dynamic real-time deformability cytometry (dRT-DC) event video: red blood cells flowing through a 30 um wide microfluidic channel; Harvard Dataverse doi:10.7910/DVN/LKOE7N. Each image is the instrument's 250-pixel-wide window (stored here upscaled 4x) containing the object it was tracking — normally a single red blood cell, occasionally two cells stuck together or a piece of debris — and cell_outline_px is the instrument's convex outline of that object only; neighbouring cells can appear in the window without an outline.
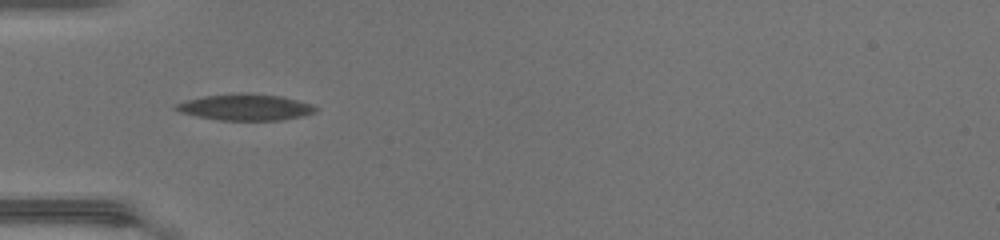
{"species": "common noctule bat (a hibernating species)", "species_latin": "Nyctalus noctula", "temperature_condition": "warm", "stored_images_in_passage": 33, "camera_frame_rate_fps": 3000, "um_per_image_px": 0.085, "animal": {"sex": "female", "body_mass_g": 17.0, "forearm_length_mm": 48.0}, "frame": {"image": 1, "passage_image": 1, "time_ms": 0.0, "image_size_px": [1000, 240], "cell_outline_px": [[320, 108], [316, 112], [304, 116], [280, 120], [220, 120], [196, 116], [180, 112], [172, 108], [176, 104], [184, 100], [204, 96], [240, 92], [244, 92], [280, 96], [312, 104]], "centroid_in_image_um": [20.86, 9.11], "position_along_channel_um": 64.1, "area_um2": 21.62}}
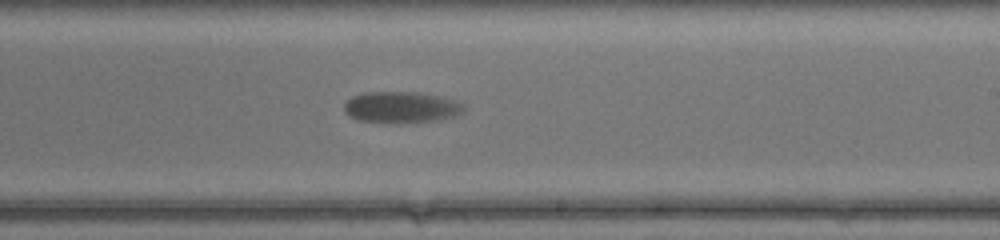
{"frame": {"image": 2, "passage_image": 15, "time_ms": 4.667, "image_size_px": [1000, 240], "cell_outline_px": [[464, 112], [456, 116], [440, 120], [404, 124], [400, 124], [360, 120], [348, 116], [344, 112], [344, 104], [352, 96], [364, 92], [416, 92], [440, 96], [456, 100], [464, 108]], "centroid_in_image_um": [34.11, 9.13], "position_along_channel_um": 254.9, "area_um2": 22.2}}
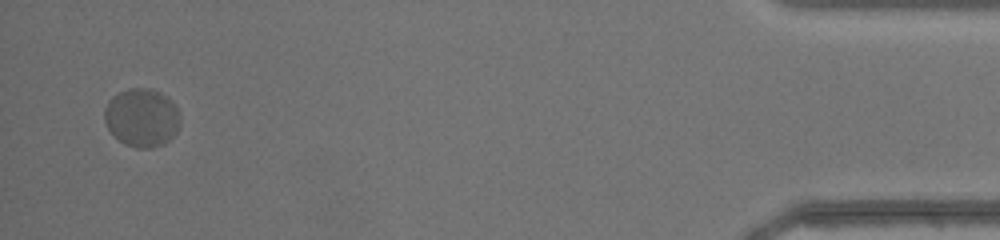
{"frame": {"image": 3, "passage_image": 33, "time_ms": 10.667, "image_size_px": [1000, 240], "cell_outline_px": [[180, 124], [176, 132], [164, 144], [152, 148], [136, 148], [124, 144], [108, 128], [104, 120], [104, 108], [108, 100], [112, 96], [128, 88], [148, 88], [160, 92], [176, 108], [180, 116]], "centroid_in_image_um": [12.03, 10.0], "position_along_channel_um": 423.2, "area_um2": 25.61}, "authors_computed_cell_mechanics": {"area_um2": 22.5998, "velocity_mm_per_s": 4.1503, "shape_relaxation_time_tau1_ms": 2.5373, "shape_relaxation_time_tau2_ms": null, "deformation_change_tau1": 0.1174, "deformation_change_tau2": null}}